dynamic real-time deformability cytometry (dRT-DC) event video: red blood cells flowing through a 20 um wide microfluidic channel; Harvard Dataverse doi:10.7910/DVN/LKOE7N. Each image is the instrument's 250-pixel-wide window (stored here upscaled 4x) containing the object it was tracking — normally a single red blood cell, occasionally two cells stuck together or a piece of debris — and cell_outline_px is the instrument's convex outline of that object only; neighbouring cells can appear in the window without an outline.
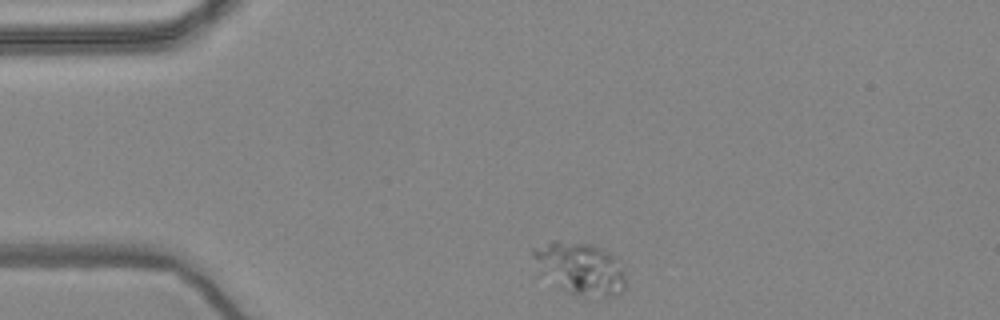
{"species": "common noctule bat (a hibernating species)", "species_latin": "Nyctalus noctula", "temperature_condition": "warm", "stored_images_in_passage": 48, "camera_frame_rate_fps": 3000, "um_per_image_px": 0.085, "animal": {"sex": "female", "body_mass_g": 24.6, "forearm_length_mm": 56.2}, "frame": {"image": 1, "passage_image": 1, "time_ms": 0.0, "image_size_px": [1000, 320], "cell_outline_px": [[624, 288], [620, 292], [608, 296], [588, 300], [584, 300], [568, 292], [532, 256], [532, 248], [552, 240], [556, 240], [592, 244], [608, 252], [620, 260], [624, 272]], "centroid_in_image_um": [49.43, 22.81], "position_along_channel_um": 35.6, "area_um2": 27.4}}
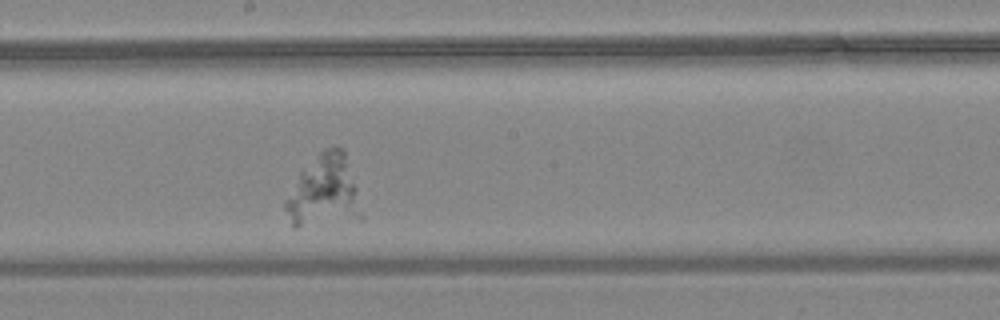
{"frame": {"image": 2, "passage_image": 21, "time_ms": 6.667, "image_size_px": [1000, 320], "cell_outline_px": [[364, 220], [296, 228], [292, 228], [284, 208], [284, 200], [300, 168], [324, 148], [344, 148], [356, 188], [364, 216]], "centroid_in_image_um": [27.52, 16.33], "position_along_channel_um": 220.7, "area_um2": 32.95}}
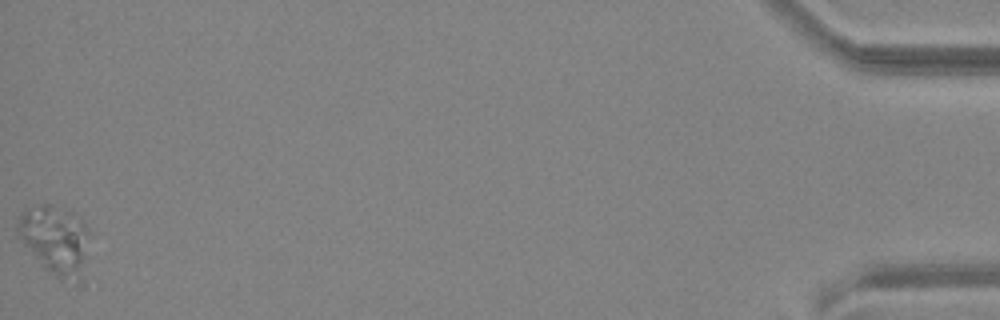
{"frame": {"image": 3, "passage_image": 48, "time_ms": 15.667, "image_size_px": [1000, 320], "cell_outline_px": [[92, 236], [88, 284], [84, 288], [76, 288], [60, 280], [44, 268], [20, 240], [16, 228], [16, 220], [24, 208], [36, 204], [52, 204], [72, 212], [80, 216], [92, 232]], "centroid_in_image_um": [4.89, 20.55], "position_along_channel_um": 430.3, "area_um2": 32.08}}